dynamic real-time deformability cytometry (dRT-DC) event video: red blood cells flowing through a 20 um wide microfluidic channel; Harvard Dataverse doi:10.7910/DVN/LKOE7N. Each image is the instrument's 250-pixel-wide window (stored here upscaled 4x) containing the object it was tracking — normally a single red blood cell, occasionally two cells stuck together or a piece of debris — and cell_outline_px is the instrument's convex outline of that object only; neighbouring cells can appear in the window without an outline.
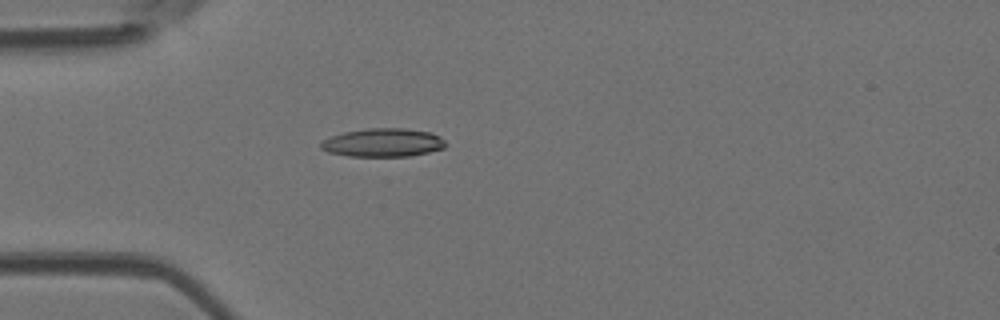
{"species": "Egyptian fruit bat (a non-hibernating species)", "species_latin": "Rousettus aegyptiacus", "temperature_condition": "room temperature", "stored_images_in_passage": 4, "camera_frame_rate_fps": 3000, "um_per_image_px": 0.085, "animal": {"sex": "female"}, "frame": {"image": 1, "passage_image": 4, "time_ms": 1.0, "image_size_px": [1000, 320], "cell_outline_px": [[448, 144], [444, 148], [428, 152], [408, 156], [348, 156], [328, 152], [320, 148], [320, 140], [344, 132], [368, 128], [404, 128], [432, 132], [440, 136]], "centroid_in_image_um": [32.56, 12.11], "position_along_channel_um": 52.4, "area_um2": 20.81}}